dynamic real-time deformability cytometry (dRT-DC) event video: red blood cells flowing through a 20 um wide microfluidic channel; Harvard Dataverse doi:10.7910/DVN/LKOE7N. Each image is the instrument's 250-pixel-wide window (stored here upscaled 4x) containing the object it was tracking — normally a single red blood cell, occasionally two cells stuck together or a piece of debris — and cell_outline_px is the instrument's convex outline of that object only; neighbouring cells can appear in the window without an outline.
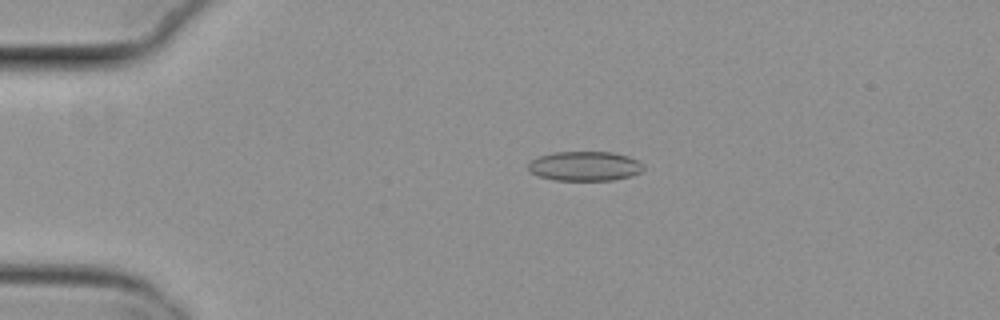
{"species": "common noctule bat (a hibernating species)", "species_latin": "Nyctalus noctula", "temperature_condition": "cold", "stored_images_in_passage": 44, "camera_frame_rate_fps": 3000, "um_per_image_px": 0.085, "animal": {"sex": "female", "body_mass_g": 29.2, "forearm_length_mm": 56.3}, "frame": {"image": 1, "passage_image": 2, "time_ms": 0.333, "image_size_px": [1000, 320], "cell_outline_px": [[644, 168], [640, 172], [628, 176], [612, 180], [556, 180], [536, 176], [528, 168], [528, 164], [532, 160], [540, 156], [552, 152], [612, 152], [628, 156], [640, 160], [644, 164]], "centroid_in_image_um": [49.72, 14.11], "position_along_channel_um": 35.3, "area_um2": 19.83}}
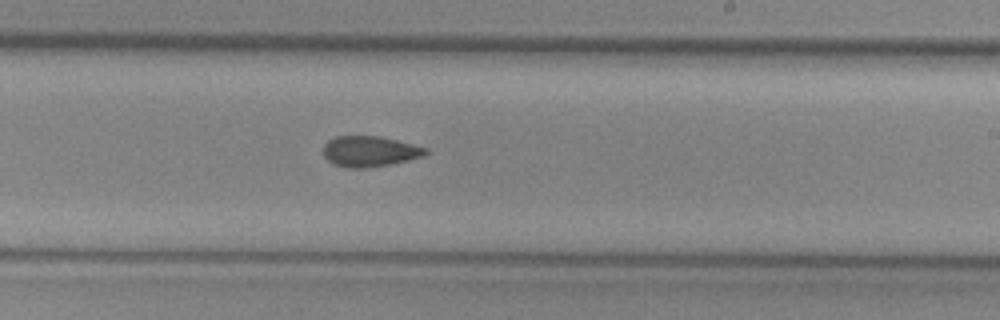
{"frame": {"image": 2, "passage_image": 23, "time_ms": 7.333, "image_size_px": [1000, 320], "cell_outline_px": [[428, 152], [424, 156], [392, 164], [368, 168], [344, 168], [332, 164], [324, 156], [324, 144], [328, 140], [336, 136], [376, 136], [396, 140], [428, 148]], "centroid_in_image_um": [31.41, 12.88], "position_along_channel_um": 257.6, "area_um2": 18.38}}
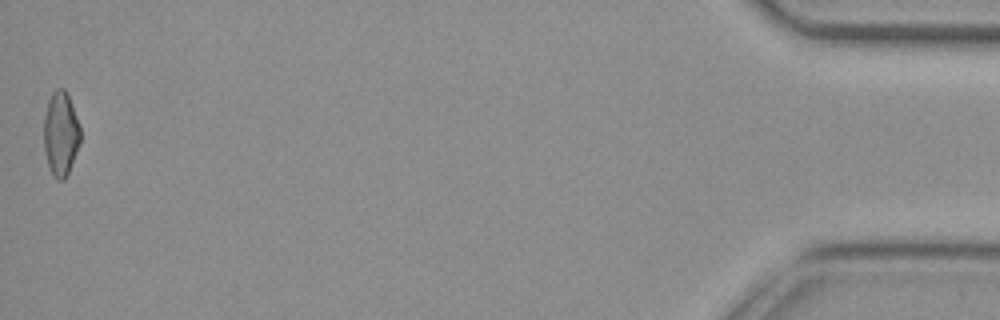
{"frame": {"image": 3, "passage_image": 44, "time_ms": 14.333, "image_size_px": [1000, 320], "cell_outline_px": [[80, 144], [68, 172], [64, 180], [56, 180], [52, 176], [48, 168], [44, 148], [44, 116], [48, 100], [52, 92], [56, 88], [64, 88], [68, 96], [80, 124]], "centroid_in_image_um": [5.15, 11.38], "position_along_channel_um": 430.0, "area_um2": 18.09}, "authors_computed_cell_mechanics": {"area_um2": 18.5249, "velocity_mm_per_s": 3.8324, "shape_relaxation_time_tau1_ms": null, "shape_relaxation_time_tau2_ms": 4.0657, "deformation_change_tau1": null, "deformation_change_tau2": 0.1136}}